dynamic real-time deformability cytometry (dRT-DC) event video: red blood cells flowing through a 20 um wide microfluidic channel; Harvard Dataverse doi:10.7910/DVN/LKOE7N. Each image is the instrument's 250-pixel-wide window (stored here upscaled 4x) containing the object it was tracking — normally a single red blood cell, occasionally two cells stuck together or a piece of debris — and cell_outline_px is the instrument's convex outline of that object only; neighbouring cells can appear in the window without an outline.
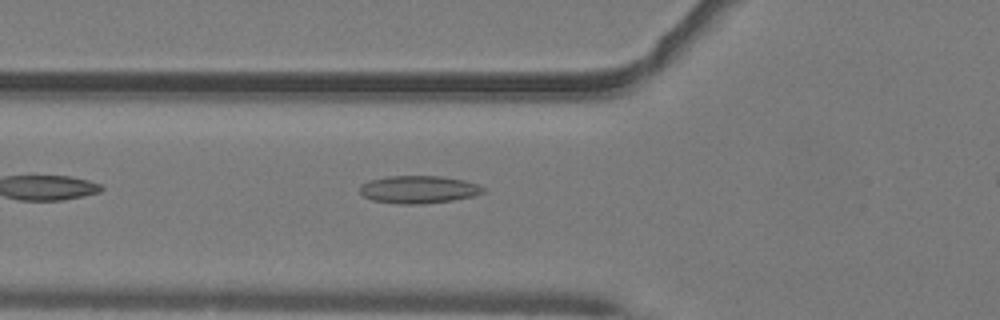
{"species": "common noctule bat (a hibernating species)", "species_latin": "Nyctalus noctula", "temperature_condition": "warm", "stored_images_in_passage": 31, "camera_frame_rate_fps": 3000, "um_per_image_px": 0.085, "animal": {"sex": "male", "body_mass_g": 19.2, "forearm_length_mm": 51.8}, "frame": {"image": 1, "passage_image": 4, "time_ms": 1.0, "image_size_px": [1000, 320], "cell_outline_px": [[484, 192], [476, 196], [452, 200], [420, 204], [396, 204], [372, 200], [364, 196], [360, 192], [360, 184], [368, 180], [388, 176], [440, 176], [464, 180], [480, 184], [484, 188]], "centroid_in_image_um": [35.58, 16.1], "position_along_channel_um": 90.2, "area_um2": 20.06}}
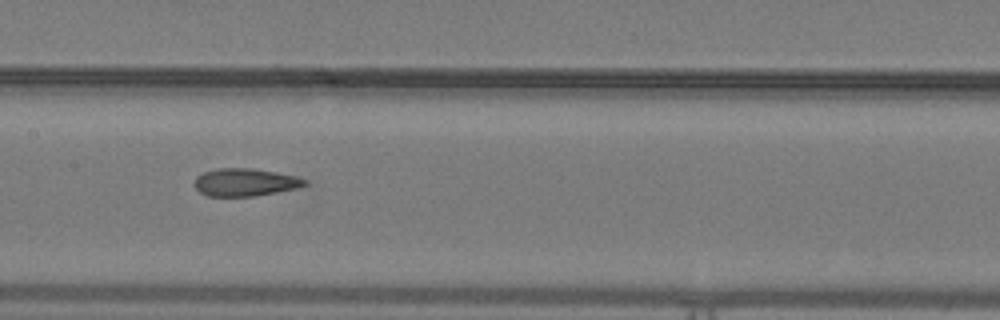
{"frame": {"image": 2, "passage_image": 11, "time_ms": 3.333, "image_size_px": [1000, 320], "cell_outline_px": [[308, 184], [300, 188], [252, 196], [208, 196], [200, 192], [196, 188], [196, 176], [204, 172], [216, 168], [252, 168], [276, 172], [296, 176], [308, 180]], "centroid_in_image_um": [20.88, 15.49], "position_along_channel_um": 186.5, "area_um2": 17.8}}
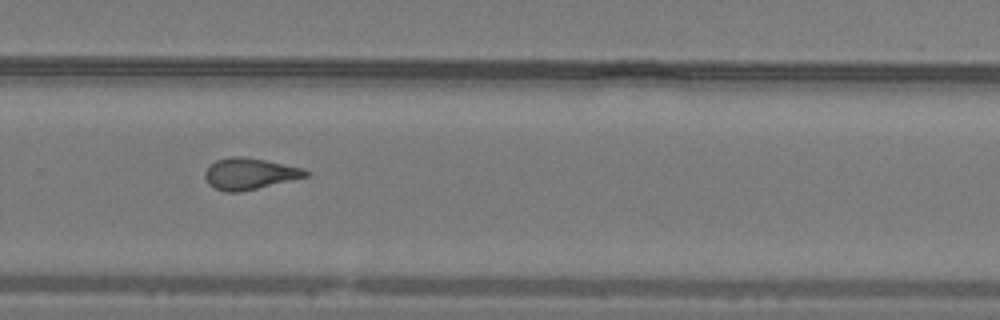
{"frame": {"image": 3, "passage_image": 20, "time_ms": 6.333, "image_size_px": [1000, 320], "cell_outline_px": [[308, 176], [240, 192], [228, 192], [216, 188], [208, 184], [204, 176], [204, 172], [216, 160], [232, 156], [244, 156], [304, 168], [308, 172]], "centroid_in_image_um": [21.2, 14.76], "position_along_channel_um": 308.6, "area_um2": 18.15}}